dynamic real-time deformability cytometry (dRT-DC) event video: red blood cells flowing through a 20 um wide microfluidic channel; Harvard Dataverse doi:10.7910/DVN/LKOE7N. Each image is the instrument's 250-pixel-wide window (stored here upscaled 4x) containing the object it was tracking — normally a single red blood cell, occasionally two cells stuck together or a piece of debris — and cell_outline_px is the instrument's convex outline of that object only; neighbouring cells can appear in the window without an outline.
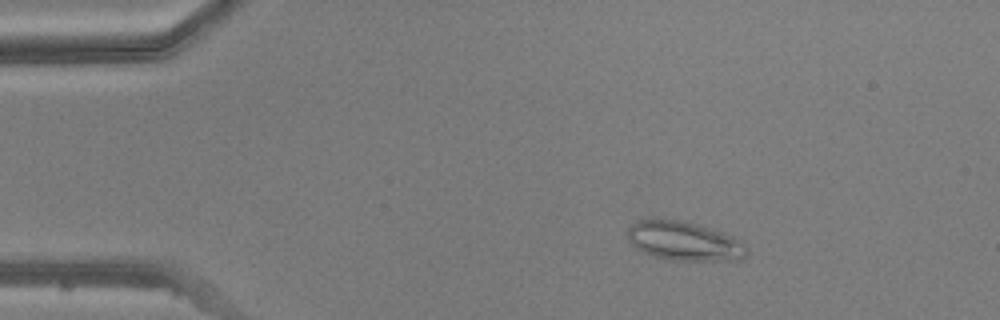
{"species": "common noctule bat (a hibernating species)", "species_latin": "Nyctalus noctula", "temperature_condition": "warm", "stored_images_in_passage": 45, "camera_frame_rate_fps": 3000, "um_per_image_px": 0.085, "animal": {"sex": "male", "body_mass_g": 20.5, "forearm_length_mm": 52.5}, "frame": {"image": 1, "passage_image": 3, "time_ms": 0.667, "image_size_px": [1000, 320], "cell_outline_px": [[748, 252], [744, 260], [676, 260], [656, 256], [632, 244], [628, 240], [628, 228], [632, 224], [640, 220], [680, 220], [696, 224], [724, 232], [740, 240], [748, 248]], "centroid_in_image_um": [58.25, 20.49], "position_along_channel_um": 26.8, "area_um2": 26.65}}
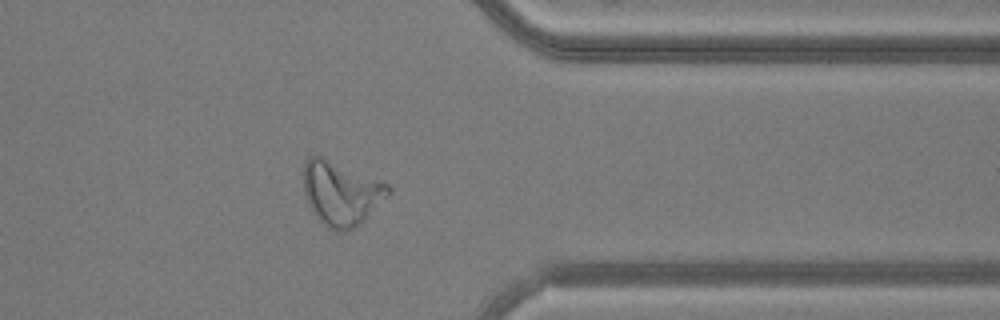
{"frame": {"image": 2, "passage_image": 35, "time_ms": 11.333, "image_size_px": [1000, 320], "cell_outline_px": [[392, 192], [356, 228], [344, 232], [336, 232], [328, 228], [316, 216], [304, 192], [304, 160], [308, 156], [324, 156], [388, 184], [392, 188]], "centroid_in_image_um": [29.01, 16.42], "position_along_channel_um": 382.4, "area_um2": 31.62}}
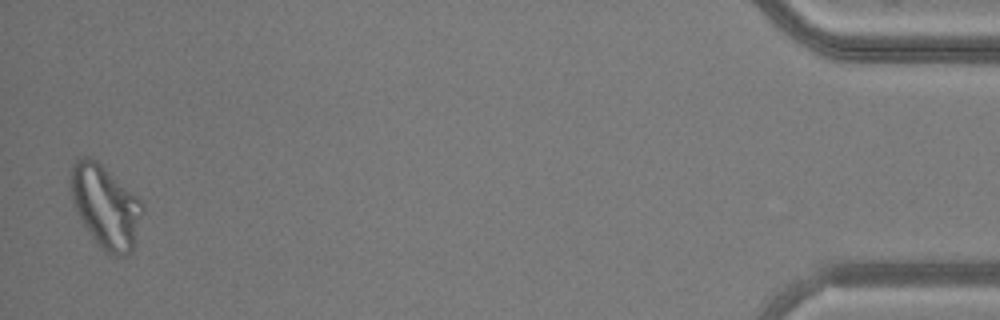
{"frame": {"image": 3, "passage_image": 44, "time_ms": 14.333, "image_size_px": [1000, 320], "cell_outline_px": [[144, 208], [136, 244], [132, 252], [124, 256], [112, 256], [104, 252], [100, 248], [88, 232], [76, 212], [72, 200], [72, 164], [80, 156], [88, 156], [96, 160], [136, 196], [144, 204]], "centroid_in_image_um": [9.0, 17.62], "position_along_channel_um": 426.2, "area_um2": 34.62}}